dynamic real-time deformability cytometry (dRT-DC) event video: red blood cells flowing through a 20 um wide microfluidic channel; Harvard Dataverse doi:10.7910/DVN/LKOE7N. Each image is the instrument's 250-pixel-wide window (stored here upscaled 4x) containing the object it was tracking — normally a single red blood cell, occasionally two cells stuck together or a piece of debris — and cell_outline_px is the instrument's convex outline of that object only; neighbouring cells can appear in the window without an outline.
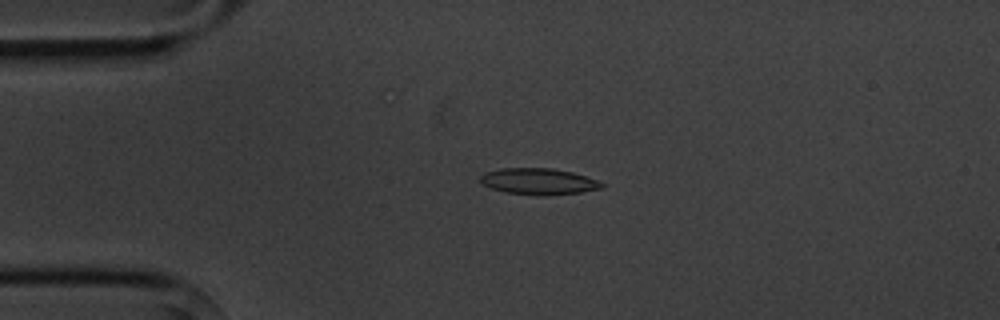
{"species": "common noctule bat (a hibernating species)", "species_latin": "Nyctalus noctula", "temperature_condition": "cold", "stored_images_in_passage": 4, "camera_frame_rate_fps": 3000, "um_per_image_px": 0.085, "animal": {"sex": "male", "body_mass_g": 20.1, "forearm_length_mm": 53.5}, "frame": {"image": 1, "passage_image": 3, "time_ms": 3.333, "image_size_px": [1000, 320], "cell_outline_px": [[604, 188], [580, 192], [544, 196], [504, 192], [492, 188], [484, 184], [480, 180], [480, 176], [484, 172], [500, 168], [552, 168], [572, 172], [596, 180], [604, 184]], "centroid_in_image_um": [45.77, 15.42], "position_along_channel_um": 39.2, "area_um2": 18.55}}